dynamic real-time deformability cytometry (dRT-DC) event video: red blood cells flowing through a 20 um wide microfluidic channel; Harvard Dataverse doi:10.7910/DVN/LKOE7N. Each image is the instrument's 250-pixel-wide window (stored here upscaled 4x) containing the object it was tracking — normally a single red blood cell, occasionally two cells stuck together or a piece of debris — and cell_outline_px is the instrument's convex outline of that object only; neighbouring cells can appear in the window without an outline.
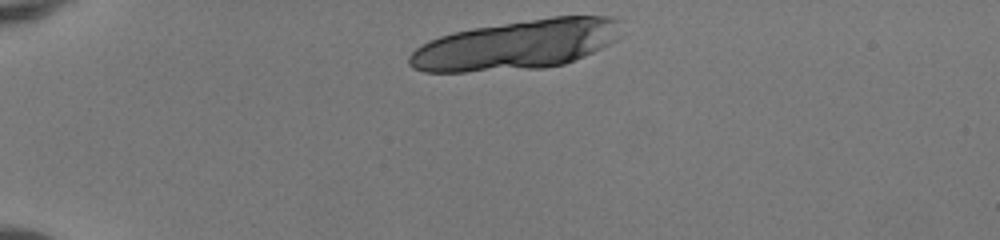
{"species": "human", "species_latin": "Homo sapiens", "temperature_condition": "room temperature", "stored_images_in_passage": 10, "camera_frame_rate_fps": 3000, "um_per_image_px": 0.085, "donor": {"sex": "female"}, "frame": {"image": 1, "passage_image": 1, "time_ms": 0.0, "image_size_px": [1000, 240], "cell_outline_px": [[620, 36], [616, 40], [584, 56], [564, 64], [544, 68], [464, 72], [424, 72], [412, 68], [408, 64], [408, 56], [416, 48], [428, 40], [452, 32], [472, 28], [552, 16], [612, 16], [616, 20]], "centroid_in_image_um": [43.85, 3.82], "position_along_channel_um": 41.2, "area_um2": 61.27}}